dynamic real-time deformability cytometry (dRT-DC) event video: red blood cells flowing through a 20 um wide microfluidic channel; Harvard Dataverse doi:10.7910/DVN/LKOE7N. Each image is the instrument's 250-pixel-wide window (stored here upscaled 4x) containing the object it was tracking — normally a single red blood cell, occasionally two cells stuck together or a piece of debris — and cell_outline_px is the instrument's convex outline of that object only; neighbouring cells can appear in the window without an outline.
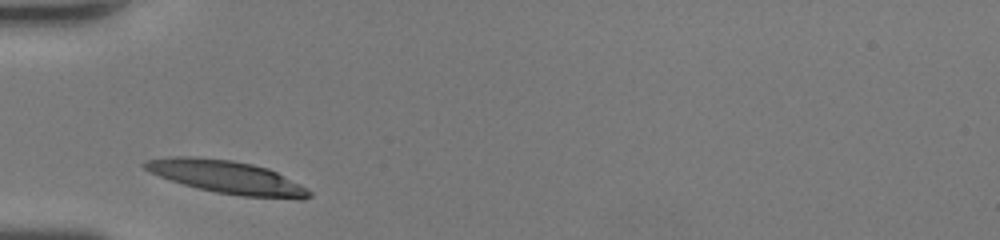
{"species": "human", "species_latin": "Homo sapiens", "temperature_condition": "room temperature", "stored_images_in_passage": 25, "camera_frame_rate_fps": 3000, "um_per_image_px": 0.085, "donor": {"sex": "female"}, "frame": {"image": 1, "passage_image": 1, "time_ms": 0.0, "image_size_px": [1000, 240], "cell_outline_px": [[312, 196], [304, 200], [300, 200], [240, 196], [216, 192], [184, 184], [148, 172], [140, 164], [144, 160], [168, 156], [192, 156], [232, 160], [252, 164], [268, 168], [308, 188], [312, 192]], "centroid_in_image_um": [19.31, 15.06], "position_along_channel_um": 65.7, "area_um2": 31.85}}
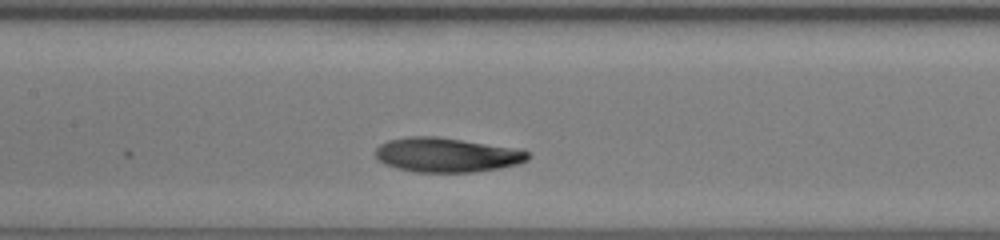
{"frame": {"image": 2, "passage_image": 9, "time_ms": 2.667, "image_size_px": [1000, 240], "cell_outline_px": [[532, 156], [528, 160], [516, 164], [500, 168], [472, 172], [416, 172], [396, 168], [384, 164], [376, 156], [376, 148], [380, 144], [388, 140], [408, 136], [436, 136], [520, 148], [528, 152]], "centroid_in_image_um": [38.0, 13.16], "position_along_channel_um": 169.4, "area_um2": 30.81}}
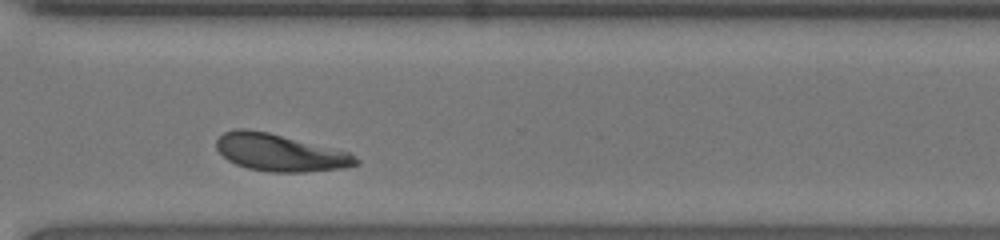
{"frame": {"image": 3, "passage_image": 22, "time_ms": 7.0, "image_size_px": [1000, 240], "cell_outline_px": [[360, 164], [344, 168], [304, 172], [268, 172], [248, 168], [236, 164], [228, 160], [216, 148], [216, 140], [224, 132], [236, 128], [244, 128], [268, 132], [348, 152], [360, 160]], "centroid_in_image_um": [23.78, 12.97], "position_along_channel_um": 346.8, "area_um2": 30.06}, "authors_computed_cell_mechanics": {"area_um2": 30.4028, "velocity_mm_per_s": 4.0737, "shape_relaxation_time_tau1_ms": 3.0159, "shape_relaxation_time_tau2_ms": 3.202, "deformation_change_tau1": 0.1193, "deformation_change_tau2": 0.085}}